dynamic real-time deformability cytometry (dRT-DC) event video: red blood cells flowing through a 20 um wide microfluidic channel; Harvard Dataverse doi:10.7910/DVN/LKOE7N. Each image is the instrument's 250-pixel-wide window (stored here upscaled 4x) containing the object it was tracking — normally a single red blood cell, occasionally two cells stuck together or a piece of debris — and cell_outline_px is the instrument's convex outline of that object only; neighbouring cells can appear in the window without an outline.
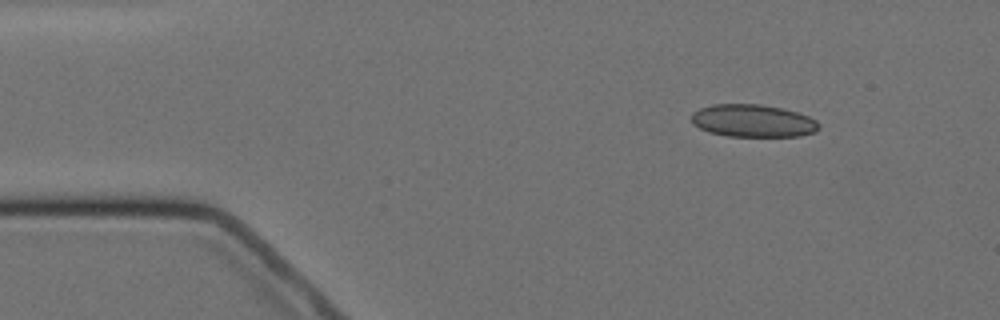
{"species": "Egyptian fruit bat (a non-hibernating species)", "species_latin": "Rousettus aegyptiacus", "temperature_condition": "cold", "stored_images_in_passage": 10, "camera_frame_rate_fps": 3000, "um_per_image_px": 0.085, "animal": {"sex": "female"}, "frame": {"image": 1, "passage_image": 1, "time_ms": 0.0, "image_size_px": [1000, 320], "cell_outline_px": [[820, 128], [816, 132], [800, 136], [728, 136], [708, 132], [692, 124], [692, 112], [700, 108], [712, 104], [760, 104], [780, 108], [796, 112], [808, 116], [816, 120], [820, 124]], "centroid_in_image_um": [64.0, 10.27], "position_along_channel_um": 21.0, "area_um2": 24.28}}
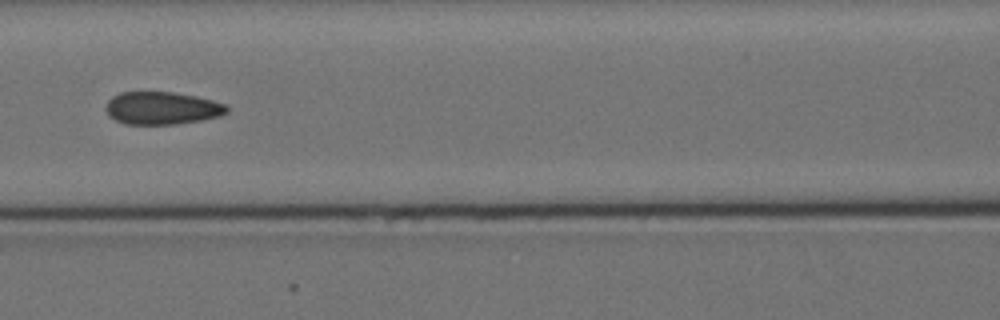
{"frame": {"image": 2, "passage_image": 6, "time_ms": 5.667, "image_size_px": [1000, 320], "cell_outline_px": [[228, 112], [220, 116], [200, 120], [176, 124], [124, 124], [108, 116], [104, 108], [108, 100], [112, 96], [120, 92], [172, 92], [196, 96], [228, 104]], "centroid_in_image_um": [13.75, 9.19], "position_along_channel_um": 152.8, "area_um2": 23.24}}
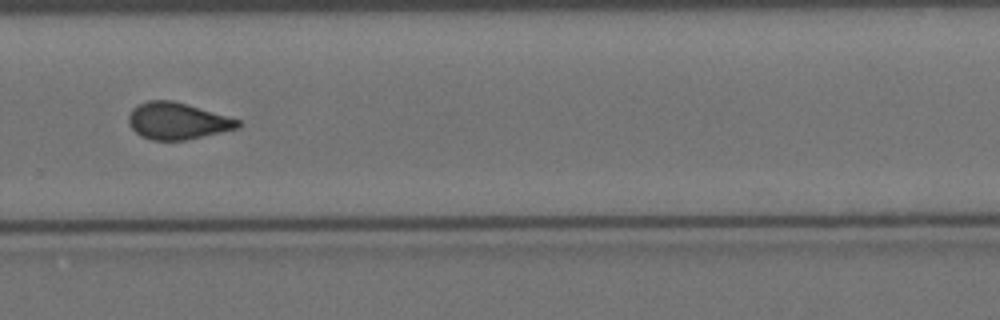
{"frame": {"image": 3, "passage_image": 10, "time_ms": 10.333, "image_size_px": [1000, 320], "cell_outline_px": [[240, 128], [184, 140], [152, 140], [140, 136], [128, 124], [128, 116], [132, 108], [148, 100], [172, 100], [188, 104], [240, 120]], "centroid_in_image_um": [15.06, 10.28], "position_along_channel_um": 314.7, "area_um2": 23.35}}